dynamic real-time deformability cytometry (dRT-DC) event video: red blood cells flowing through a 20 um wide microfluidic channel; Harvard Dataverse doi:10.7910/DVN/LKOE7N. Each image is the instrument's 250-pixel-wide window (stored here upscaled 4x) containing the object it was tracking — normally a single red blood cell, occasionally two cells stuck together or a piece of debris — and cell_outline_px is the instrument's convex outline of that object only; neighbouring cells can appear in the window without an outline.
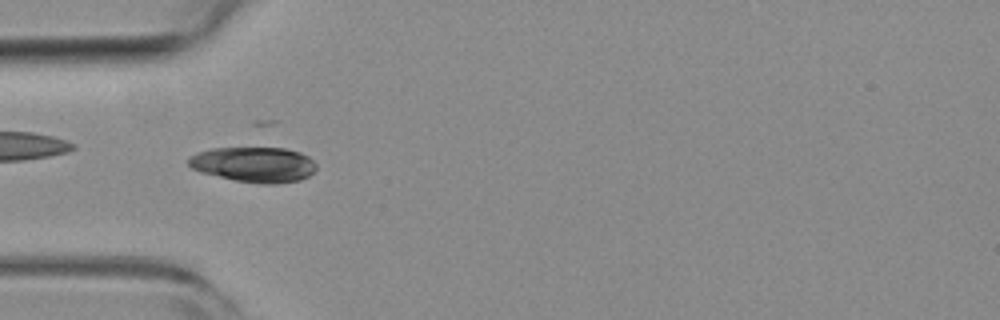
{"species": "common noctule bat (a hibernating species)", "species_latin": "Nyctalus noctula", "temperature_condition": "room temperature", "stored_images_in_passage": 7, "camera_frame_rate_fps": 3000, "um_per_image_px": 0.085, "animal": {"sex": "female", "body_mass_g": 19.3, "forearm_length_mm": 54.1}, "frame": {"image": 1, "passage_image": 3, "time_ms": 0.667, "image_size_px": [1000, 320], "cell_outline_px": [[316, 168], [308, 176], [300, 180], [276, 184], [260, 184], [236, 180], [200, 172], [192, 168], [188, 164], [188, 160], [196, 152], [212, 148], [284, 148], [300, 152], [308, 156], [316, 164]], "centroid_in_image_um": [21.59, 13.98], "position_along_channel_um": 63.4, "area_um2": 26.18}}